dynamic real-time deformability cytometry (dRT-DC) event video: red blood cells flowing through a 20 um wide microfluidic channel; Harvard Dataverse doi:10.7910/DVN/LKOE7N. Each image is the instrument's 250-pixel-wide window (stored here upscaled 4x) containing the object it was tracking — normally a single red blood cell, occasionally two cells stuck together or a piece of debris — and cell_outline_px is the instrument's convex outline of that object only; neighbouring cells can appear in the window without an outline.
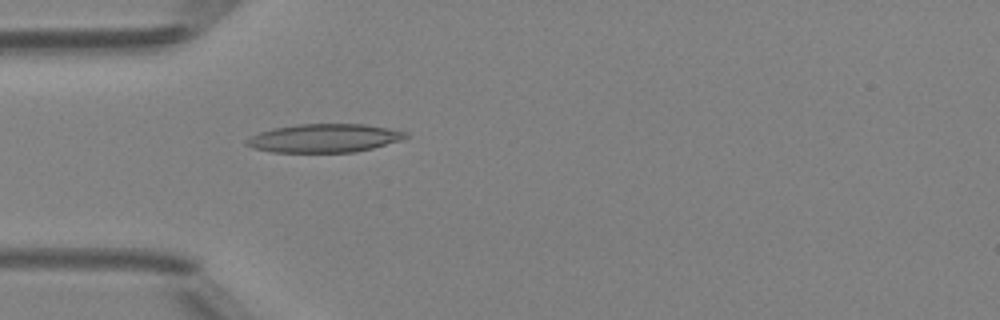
{"species": "Egyptian fruit bat (a non-hibernating species)", "species_latin": "Rousettus aegyptiacus", "temperature_condition": "room temperature", "stored_images_in_passage": 49, "camera_frame_rate_fps": 3000, "um_per_image_px": 0.085, "animal": {"sex": "female"}, "frame": {"image": 1, "passage_image": 15, "time_ms": 4.667, "image_size_px": [1000, 320], "cell_outline_px": [[408, 136], [404, 140], [356, 152], [272, 152], [256, 148], [244, 144], [244, 140], [260, 132], [272, 128], [300, 124], [364, 124], [388, 128], [408, 132]], "centroid_in_image_um": [27.6, 11.74], "position_along_channel_um": 57.4, "area_um2": 26.41}}
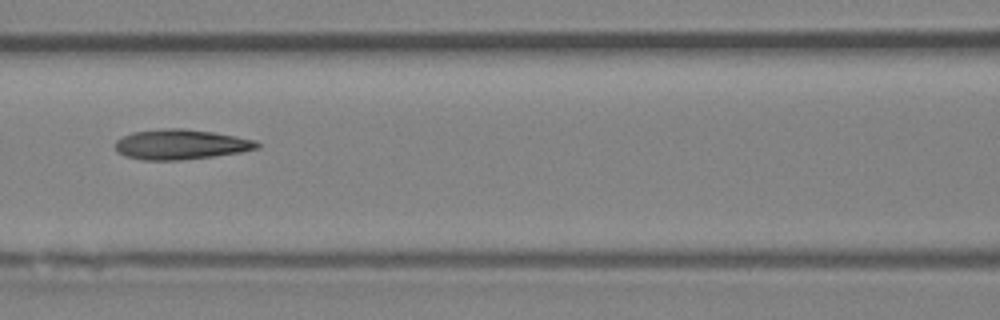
{"frame": {"image": 2, "passage_image": 22, "time_ms": 7.0, "image_size_px": [1000, 320], "cell_outline_px": [[260, 148], [240, 152], [212, 156], [180, 160], [144, 160], [124, 156], [116, 152], [112, 144], [116, 140], [132, 132], [164, 128], [184, 128], [212, 132], [236, 136], [256, 140], [260, 144]], "centroid_in_image_um": [15.32, 12.27], "position_along_channel_um": 151.3, "area_um2": 25.03}}
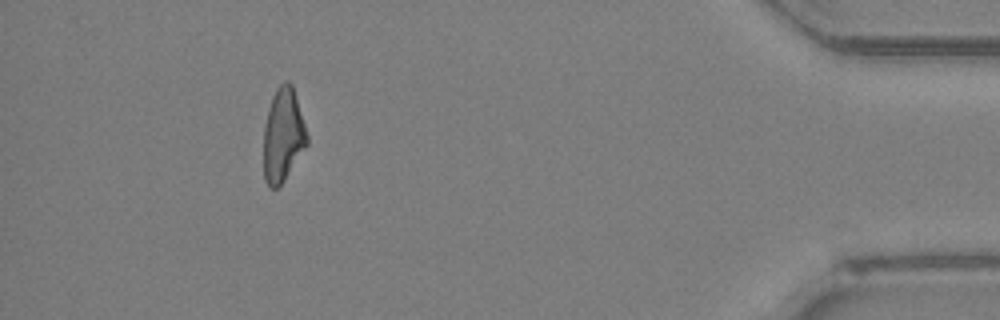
{"frame": {"image": 3, "passage_image": 45, "time_ms": 14.667, "image_size_px": [1000, 320], "cell_outline_px": [[308, 144], [284, 180], [276, 188], [268, 188], [264, 180], [264, 128], [268, 108], [272, 96], [276, 88], [284, 80], [288, 80], [292, 84], [308, 136]], "centroid_in_image_um": [24.05, 11.48], "position_along_channel_um": 411.2, "area_um2": 23.64}, "authors_computed_cell_mechanics": {"area_um2": 24.7962, "velocity_mm_per_s": 4.1879, "shape_relaxation_time_tau1_ms": null, "shape_relaxation_time_tau2_ms": 5.4213, "deformation_change_tau1": null, "deformation_change_tau2": 0.1534}}